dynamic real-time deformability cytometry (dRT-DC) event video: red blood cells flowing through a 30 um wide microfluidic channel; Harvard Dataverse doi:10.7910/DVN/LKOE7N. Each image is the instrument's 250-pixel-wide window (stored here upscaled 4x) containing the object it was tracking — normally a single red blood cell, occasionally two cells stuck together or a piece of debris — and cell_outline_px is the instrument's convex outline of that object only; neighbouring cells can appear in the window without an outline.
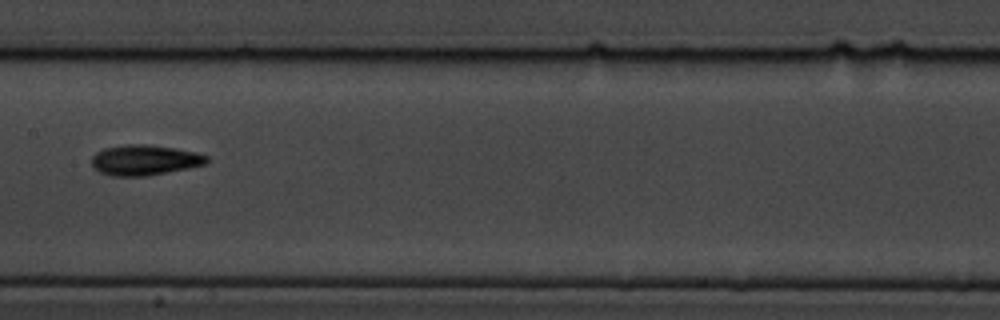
{"species": "common noctule bat (a hibernating species)", "species_latin": "Nyctalus noctula", "temperature_condition": "cold", "stored_images_in_passage": 9, "camera_frame_rate_fps": 3000, "um_per_image_px": 0.085, "animal": {"sex": "male", "body_mass_g": 19.5, "forearm_length_mm": 54.6}, "frame": {"image": 1, "passage_image": 9, "time_ms": 10.667, "image_size_px": [1000, 320], "cell_outline_px": [[208, 160], [204, 164], [188, 168], [144, 176], [112, 176], [100, 172], [92, 164], [92, 156], [96, 152], [104, 148], [128, 144], [144, 144], [172, 148], [196, 152], [208, 156]], "centroid_in_image_um": [12.27, 13.6], "position_along_channel_um": 195.1, "area_um2": 20.06}}